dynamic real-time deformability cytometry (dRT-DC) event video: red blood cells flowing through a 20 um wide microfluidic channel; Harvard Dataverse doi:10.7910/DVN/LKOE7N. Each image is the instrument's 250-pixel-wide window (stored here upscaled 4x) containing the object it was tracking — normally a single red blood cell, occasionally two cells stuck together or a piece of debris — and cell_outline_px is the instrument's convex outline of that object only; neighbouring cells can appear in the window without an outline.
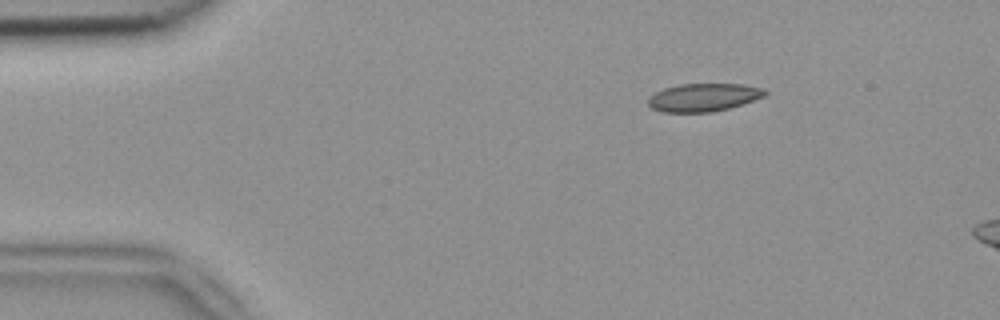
{"species": "common noctule bat (a hibernating species)", "species_latin": "Nyctalus noctula", "temperature_condition": "room temperature", "stored_images_in_passage": 2, "camera_frame_rate_fps": 3000, "um_per_image_px": 0.085, "animal": {"sex": "female", "body_mass_g": 18.4}, "frame": {"image": 1, "passage_image": 2, "time_ms": 0.333, "image_size_px": [1000, 320], "cell_outline_px": [[768, 92], [764, 96], [728, 108], [712, 112], [664, 112], [652, 108], [648, 104], [648, 96], [664, 88], [680, 84], [744, 84], [764, 88]], "centroid_in_image_um": [59.78, 8.27], "position_along_channel_um": 25.2, "area_um2": 18.96}}